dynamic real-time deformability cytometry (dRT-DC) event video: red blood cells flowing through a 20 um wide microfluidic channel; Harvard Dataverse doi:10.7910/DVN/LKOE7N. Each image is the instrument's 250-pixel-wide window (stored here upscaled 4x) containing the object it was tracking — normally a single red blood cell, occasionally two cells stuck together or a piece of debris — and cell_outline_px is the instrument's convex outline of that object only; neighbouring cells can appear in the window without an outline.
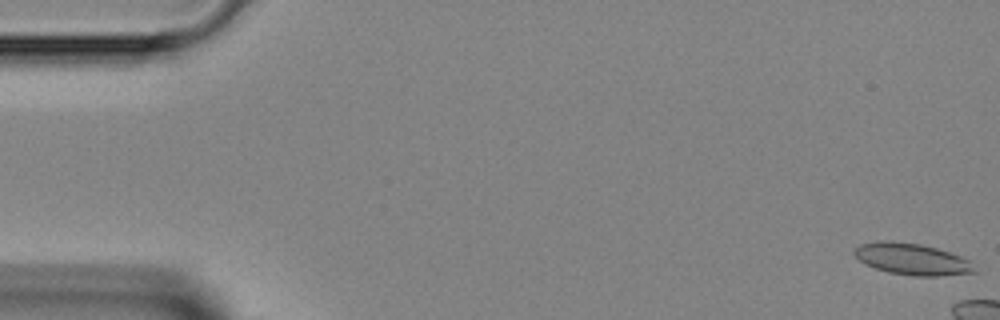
{"species": "Egyptian fruit bat (a non-hibernating species)", "species_latin": "Rousettus aegyptiacus", "temperature_condition": "room temperature", "stored_images_in_passage": 7, "camera_frame_rate_fps": 3000, "um_per_image_px": 0.085, "animal": {"sex": "female"}, "frame": {"image": 1, "passage_image": 1, "time_ms": 0.0, "image_size_px": [1000, 320], "cell_outline_px": [[980, 272], [936, 276], [912, 276], [888, 272], [876, 268], [860, 260], [852, 252], [860, 244], [876, 240], [892, 240], [920, 244], [936, 248], [972, 260]], "centroid_in_image_um": [77.58, 22.02], "position_along_channel_um": 7.4, "area_um2": 22.31}}